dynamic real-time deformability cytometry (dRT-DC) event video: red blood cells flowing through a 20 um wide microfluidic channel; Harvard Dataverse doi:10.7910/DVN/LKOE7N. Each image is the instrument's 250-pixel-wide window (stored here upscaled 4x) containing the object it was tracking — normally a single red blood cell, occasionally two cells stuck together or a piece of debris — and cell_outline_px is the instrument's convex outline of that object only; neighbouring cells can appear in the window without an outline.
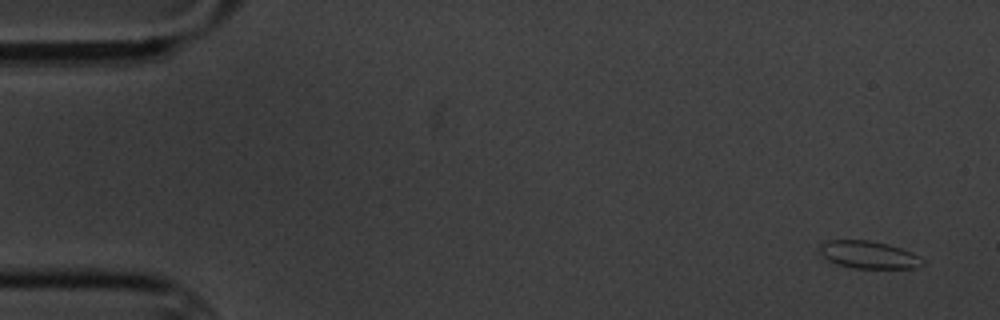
{"species": "common noctule bat (a hibernating species)", "species_latin": "Nyctalus noctula", "temperature_condition": "cold", "stored_images_in_passage": 5, "camera_frame_rate_fps": 3000, "um_per_image_px": 0.085, "animal": {"sex": "male", "body_mass_g": 20.1, "forearm_length_mm": 53.5}, "frame": {"image": 1, "passage_image": 1, "time_ms": 0.0, "image_size_px": [1000, 320], "cell_outline_px": [[924, 264], [916, 268], [852, 268], [836, 264], [828, 260], [820, 252], [820, 244], [828, 240], [868, 240], [888, 244], [912, 252], [924, 260]], "centroid_in_image_um": [73.84, 21.66], "position_along_channel_um": 11.2, "area_um2": 16.47}}
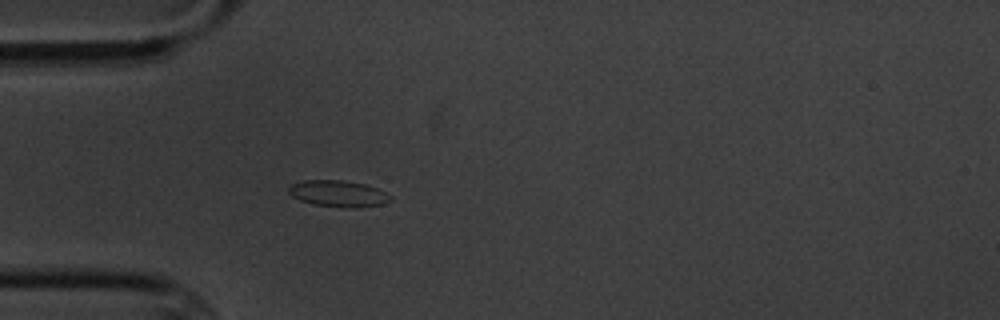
{"frame": {"image": 2, "passage_image": 5, "time_ms": 4.667, "image_size_px": [1000, 320], "cell_outline_px": [[392, 200], [384, 204], [356, 208], [348, 208], [312, 204], [300, 200], [292, 196], [288, 192], [288, 188], [292, 184], [304, 180], [340, 180], [364, 184], [376, 188], [392, 196]], "centroid_in_image_um": [28.76, 16.47], "position_along_channel_um": 56.2, "area_um2": 15.66}}